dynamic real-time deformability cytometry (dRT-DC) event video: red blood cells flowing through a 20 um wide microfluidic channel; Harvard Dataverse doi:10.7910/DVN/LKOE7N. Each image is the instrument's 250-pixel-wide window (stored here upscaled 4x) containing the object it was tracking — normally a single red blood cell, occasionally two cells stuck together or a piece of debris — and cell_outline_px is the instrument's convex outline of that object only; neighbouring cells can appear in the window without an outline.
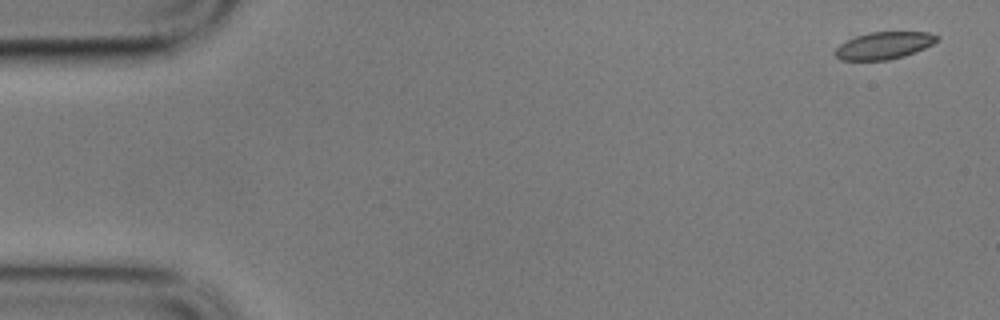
{"species": "common noctule bat (a hibernating species)", "species_latin": "Nyctalus noctula", "temperature_condition": "cold", "stored_images_in_passage": 4, "camera_frame_rate_fps": 3000, "um_per_image_px": 0.085, "animal": {"sex": "male", "body_mass_g": 17.9}, "frame": {"image": 1, "passage_image": 1, "time_ms": 0.0, "image_size_px": [1000, 320], "cell_outline_px": [[940, 40], [916, 52], [904, 56], [888, 60], [840, 60], [836, 56], [836, 48], [840, 44], [856, 36], [872, 32], [928, 32], [940, 36]], "centroid_in_image_um": [75.18, 3.87], "position_along_channel_um": 9.8, "area_um2": 16.07}}
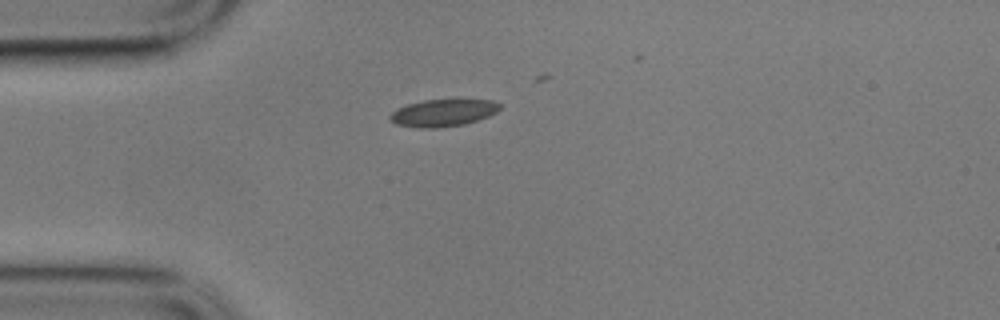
{"frame": {"image": 2, "passage_image": 4, "time_ms": 1.0, "image_size_px": [1000, 320], "cell_outline_px": [[500, 108], [496, 112], [488, 116], [464, 124], [436, 128], [420, 128], [396, 124], [388, 116], [396, 108], [408, 104], [424, 100], [492, 100], [500, 104]], "centroid_in_image_um": [37.64, 9.59], "position_along_channel_um": 47.4, "area_um2": 17.17}}